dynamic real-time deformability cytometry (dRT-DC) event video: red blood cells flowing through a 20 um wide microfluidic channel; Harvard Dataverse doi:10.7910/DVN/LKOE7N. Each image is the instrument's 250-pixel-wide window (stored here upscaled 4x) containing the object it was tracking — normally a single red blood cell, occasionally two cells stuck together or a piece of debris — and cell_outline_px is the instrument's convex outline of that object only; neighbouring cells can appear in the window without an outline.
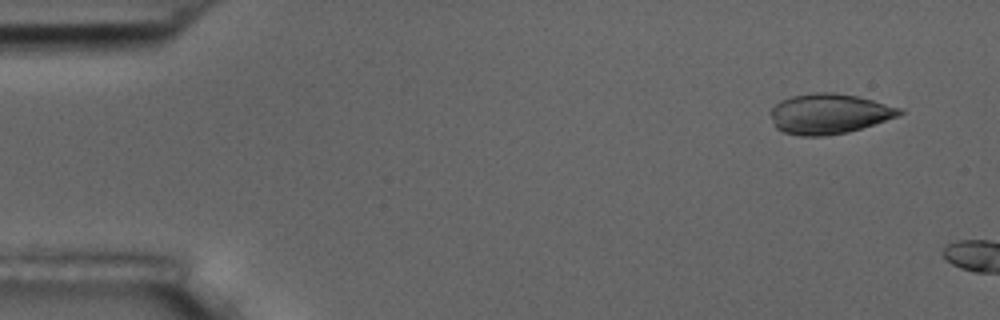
{"species": "common noctule bat (a hibernating species)", "species_latin": "Nyctalus noctula", "temperature_condition": "room temperature", "stored_images_in_passage": 3, "camera_frame_rate_fps": 3000, "um_per_image_px": 0.085, "animal": {"sex": "male", "body_mass_g": 17.5, "forearm_length_mm": 52.3}, "frame": {"image": 1, "passage_image": 2, "time_ms": 1.0, "image_size_px": [1000, 320], "cell_outline_px": [[904, 112], [900, 116], [848, 132], [824, 136], [800, 136], [784, 132], [776, 128], [768, 112], [780, 100], [792, 96], [812, 92], [832, 92], [856, 96], [904, 108]], "centroid_in_image_um": [70.47, 9.67], "position_along_channel_um": 14.5, "area_um2": 30.4}}